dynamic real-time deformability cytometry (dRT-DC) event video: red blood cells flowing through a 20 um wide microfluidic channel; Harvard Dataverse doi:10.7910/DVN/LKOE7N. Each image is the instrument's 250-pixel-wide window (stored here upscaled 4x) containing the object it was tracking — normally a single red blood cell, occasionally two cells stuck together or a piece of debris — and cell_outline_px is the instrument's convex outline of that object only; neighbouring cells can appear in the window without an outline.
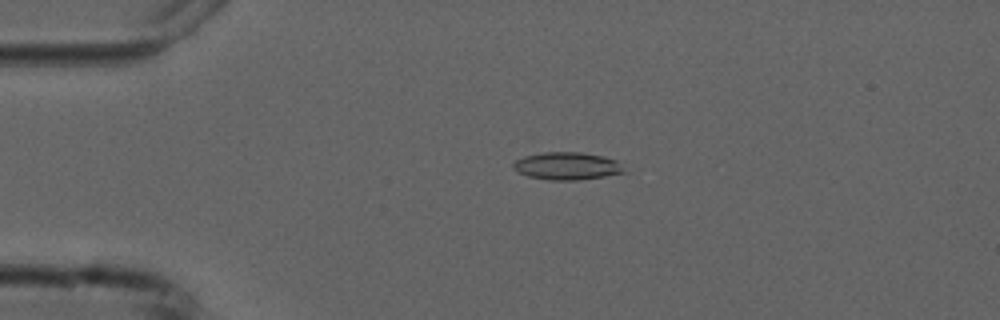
{"species": "common noctule bat (a hibernating species)", "species_latin": "Nyctalus noctula", "temperature_condition": "cold", "stored_images_in_passage": 4, "camera_frame_rate_fps": 3000, "um_per_image_px": 0.085, "animal": {"sex": "male", "forearm_length_mm": 52.5}, "frame": {"image": 1, "passage_image": 3, "time_ms": 3.0, "image_size_px": [1000, 320], "cell_outline_px": [[628, 172], [604, 176], [576, 180], [548, 180], [528, 176], [516, 172], [512, 168], [512, 164], [516, 160], [524, 156], [544, 152], [580, 152], [604, 156], [616, 160]], "centroid_in_image_um": [48.18, 14.11], "position_along_channel_um": 36.8, "area_um2": 17.92}}